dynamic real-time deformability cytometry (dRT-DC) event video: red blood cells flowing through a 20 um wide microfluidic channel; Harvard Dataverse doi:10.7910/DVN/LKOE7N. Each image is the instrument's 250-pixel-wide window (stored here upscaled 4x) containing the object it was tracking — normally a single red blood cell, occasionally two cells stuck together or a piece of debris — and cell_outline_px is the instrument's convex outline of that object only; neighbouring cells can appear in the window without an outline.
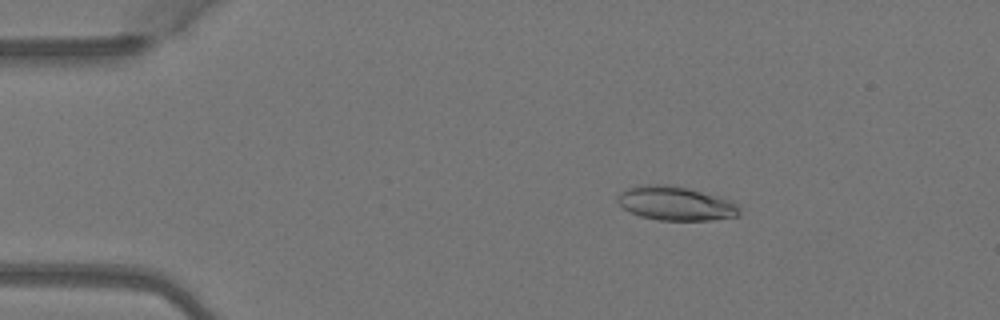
{"species": "Egyptian fruit bat (a non-hibernating species)", "species_latin": "Rousettus aegyptiacus", "temperature_condition": "warm", "stored_images_in_passage": 7, "camera_frame_rate_fps": 3000, "um_per_image_px": 0.085, "animal": {"sex": "female"}, "frame": {"image": 1, "passage_image": 3, "time_ms": 0.667, "image_size_px": [1000, 320], "cell_outline_px": [[740, 212], [736, 216], [708, 220], [660, 220], [640, 216], [624, 208], [616, 200], [616, 196], [620, 192], [628, 188], [640, 184], [664, 184], [688, 188], [732, 200], [740, 204]], "centroid_in_image_um": [57.43, 17.28], "position_along_channel_um": 27.6, "area_um2": 24.16}}
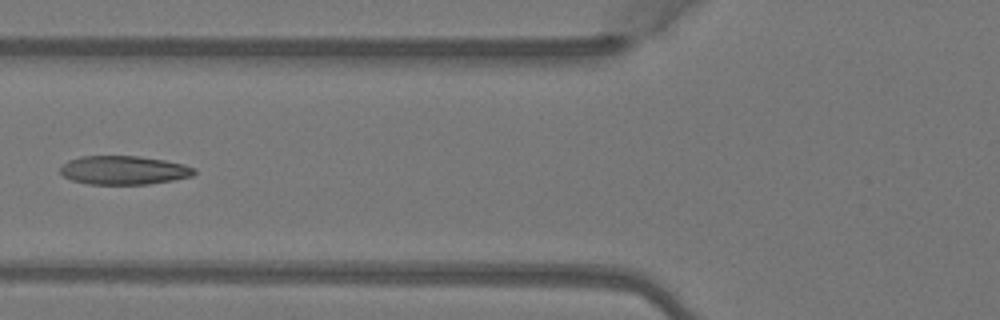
{"frame": {"image": 2, "passage_image": 6, "time_ms": 1.667, "image_size_px": [1000, 320], "cell_outline_px": [[196, 172], [192, 176], [172, 180], [148, 184], [88, 184], [72, 180], [64, 176], [60, 172], [60, 168], [68, 160], [80, 156], [140, 156], [164, 160], [184, 164], [196, 168]], "centroid_in_image_um": [10.53, 14.46], "position_along_channel_um": 115.3, "area_um2": 22.43}}
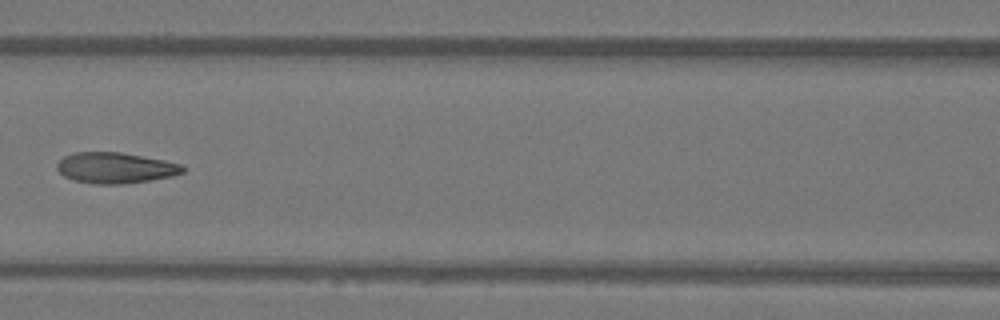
{"frame": {"image": 3, "passage_image": 7, "time_ms": 2.0, "image_size_px": [1000, 320], "cell_outline_px": [[188, 168], [184, 172], [172, 176], [124, 184], [96, 184], [72, 180], [64, 176], [56, 168], [56, 164], [64, 156], [76, 152], [120, 152], [164, 160], [184, 164]], "centroid_in_image_um": [9.83, 14.27], "position_along_channel_um": 156.8, "area_um2": 22.72}}